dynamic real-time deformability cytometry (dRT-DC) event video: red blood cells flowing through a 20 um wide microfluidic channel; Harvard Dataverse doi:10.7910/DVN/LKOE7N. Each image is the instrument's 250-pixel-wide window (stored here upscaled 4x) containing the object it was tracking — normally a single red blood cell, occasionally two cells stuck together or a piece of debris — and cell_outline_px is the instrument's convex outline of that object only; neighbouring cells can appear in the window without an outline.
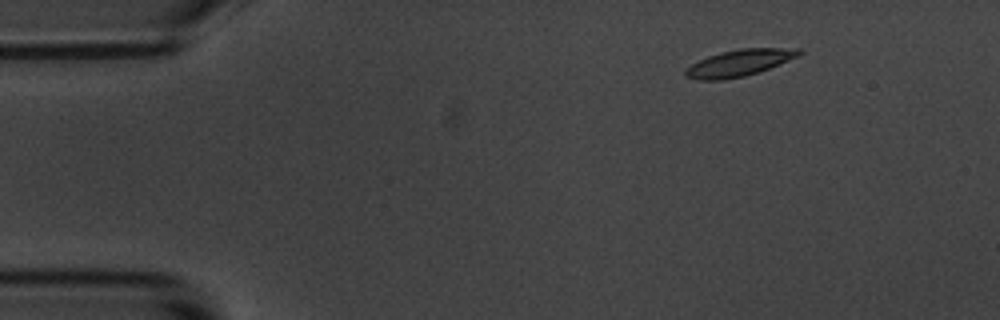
{"species": "common noctule bat (a hibernating species)", "species_latin": "Nyctalus noctula", "temperature_condition": "room temperature", "stored_images_in_passage": 57, "camera_frame_rate_fps": 3000, "um_per_image_px": 0.085, "animal": {"sex": "male", "body_mass_g": 20.1, "forearm_length_mm": 53.5}, "frame": {"image": 1, "passage_image": 7, "time_ms": 2.0, "image_size_px": [1000, 320], "cell_outline_px": [[804, 52], [800, 56], [768, 68], [744, 76], [724, 80], [700, 80], [684, 76], [684, 68], [708, 56], [740, 48], [800, 48]], "centroid_in_image_um": [62.84, 5.34], "position_along_channel_um": 22.2, "area_um2": 17.51}}
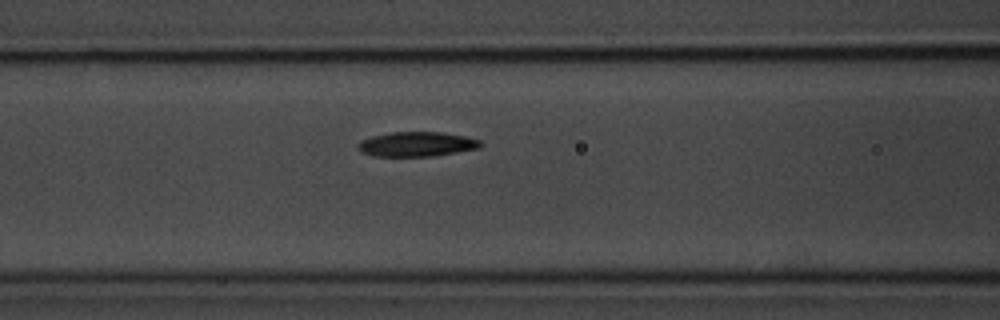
{"frame": {"image": 2, "passage_image": 23, "time_ms": 7.333, "image_size_px": [1000, 320], "cell_outline_px": [[480, 148], [432, 156], [372, 156], [364, 152], [360, 148], [360, 140], [372, 136], [392, 132], [440, 132], [464, 136], [480, 140]], "centroid_in_image_um": [35.44, 12.25], "position_along_channel_um": 131.2, "area_um2": 17.28}}
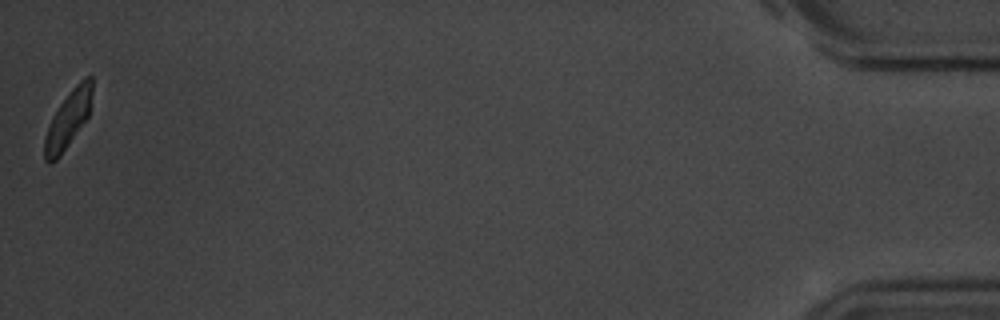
{"frame": {"image": 3, "passage_image": 57, "time_ms": 18.667, "image_size_px": [1000, 320], "cell_outline_px": [[92, 92], [88, 116], [60, 156], [52, 164], [48, 164], [44, 160], [44, 140], [52, 116], [60, 104], [72, 88], [84, 76], [92, 76]], "centroid_in_image_um": [5.77, 10.16], "position_along_channel_um": 429.4, "area_um2": 15.61}, "authors_computed_cell_mechanics": {"area_um2": 17.3978, "velocity_mm_per_s": 3.4684, "shape_relaxation_time_tau1_ms": 3.1971, "shape_relaxation_time_tau2_ms": 5.1753, "deformation_change_tau1": 0.1232, "deformation_change_tau2": 0.106}}